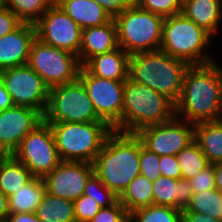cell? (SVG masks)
I'll return each mask as SVG.
<instances>
[{
  "label": "cell",
  "instance_id": "6da1fadb",
  "mask_svg": "<svg viewBox=\"0 0 222 222\" xmlns=\"http://www.w3.org/2000/svg\"><path fill=\"white\" fill-rule=\"evenodd\" d=\"M175 116L191 124L222 120V71L216 60L189 65Z\"/></svg>",
  "mask_w": 222,
  "mask_h": 222
},
{
  "label": "cell",
  "instance_id": "7a4b0ae2",
  "mask_svg": "<svg viewBox=\"0 0 222 222\" xmlns=\"http://www.w3.org/2000/svg\"><path fill=\"white\" fill-rule=\"evenodd\" d=\"M140 138L113 131L93 161L94 174L118 197L140 174Z\"/></svg>",
  "mask_w": 222,
  "mask_h": 222
},
{
  "label": "cell",
  "instance_id": "3957f363",
  "mask_svg": "<svg viewBox=\"0 0 222 222\" xmlns=\"http://www.w3.org/2000/svg\"><path fill=\"white\" fill-rule=\"evenodd\" d=\"M189 64L158 49L130 55L129 78L178 101Z\"/></svg>",
  "mask_w": 222,
  "mask_h": 222
},
{
  "label": "cell",
  "instance_id": "277c9868",
  "mask_svg": "<svg viewBox=\"0 0 222 222\" xmlns=\"http://www.w3.org/2000/svg\"><path fill=\"white\" fill-rule=\"evenodd\" d=\"M175 116V104L148 86L125 80L122 110V133L169 121Z\"/></svg>",
  "mask_w": 222,
  "mask_h": 222
},
{
  "label": "cell",
  "instance_id": "5b68a950",
  "mask_svg": "<svg viewBox=\"0 0 222 222\" xmlns=\"http://www.w3.org/2000/svg\"><path fill=\"white\" fill-rule=\"evenodd\" d=\"M50 125L61 161L93 163L114 129L105 121L46 122Z\"/></svg>",
  "mask_w": 222,
  "mask_h": 222
},
{
  "label": "cell",
  "instance_id": "8992f818",
  "mask_svg": "<svg viewBox=\"0 0 222 222\" xmlns=\"http://www.w3.org/2000/svg\"><path fill=\"white\" fill-rule=\"evenodd\" d=\"M212 36L182 13L166 17L163 22L160 50L189 65L215 61L207 53Z\"/></svg>",
  "mask_w": 222,
  "mask_h": 222
},
{
  "label": "cell",
  "instance_id": "52a82bcc",
  "mask_svg": "<svg viewBox=\"0 0 222 222\" xmlns=\"http://www.w3.org/2000/svg\"><path fill=\"white\" fill-rule=\"evenodd\" d=\"M164 19L133 2L114 18L118 46L129 55L160 49Z\"/></svg>",
  "mask_w": 222,
  "mask_h": 222
},
{
  "label": "cell",
  "instance_id": "ba28073f",
  "mask_svg": "<svg viewBox=\"0 0 222 222\" xmlns=\"http://www.w3.org/2000/svg\"><path fill=\"white\" fill-rule=\"evenodd\" d=\"M44 122L103 121L96 113L83 83L78 79L49 89Z\"/></svg>",
  "mask_w": 222,
  "mask_h": 222
},
{
  "label": "cell",
  "instance_id": "9c48e42d",
  "mask_svg": "<svg viewBox=\"0 0 222 222\" xmlns=\"http://www.w3.org/2000/svg\"><path fill=\"white\" fill-rule=\"evenodd\" d=\"M27 64L49 89L78 80L82 68L78 56L37 38L32 43Z\"/></svg>",
  "mask_w": 222,
  "mask_h": 222
},
{
  "label": "cell",
  "instance_id": "30bf717a",
  "mask_svg": "<svg viewBox=\"0 0 222 222\" xmlns=\"http://www.w3.org/2000/svg\"><path fill=\"white\" fill-rule=\"evenodd\" d=\"M12 156L34 177L40 178L51 173L61 162L52 129L44 121L23 138Z\"/></svg>",
  "mask_w": 222,
  "mask_h": 222
},
{
  "label": "cell",
  "instance_id": "8fae6325",
  "mask_svg": "<svg viewBox=\"0 0 222 222\" xmlns=\"http://www.w3.org/2000/svg\"><path fill=\"white\" fill-rule=\"evenodd\" d=\"M79 80L85 86L97 115L115 131L122 132L125 80H111L90 74L83 66Z\"/></svg>",
  "mask_w": 222,
  "mask_h": 222
},
{
  "label": "cell",
  "instance_id": "7c38bea8",
  "mask_svg": "<svg viewBox=\"0 0 222 222\" xmlns=\"http://www.w3.org/2000/svg\"><path fill=\"white\" fill-rule=\"evenodd\" d=\"M0 75L14 106L30 107L42 115L45 113L49 88L28 64L4 69Z\"/></svg>",
  "mask_w": 222,
  "mask_h": 222
},
{
  "label": "cell",
  "instance_id": "4fadbf2b",
  "mask_svg": "<svg viewBox=\"0 0 222 222\" xmlns=\"http://www.w3.org/2000/svg\"><path fill=\"white\" fill-rule=\"evenodd\" d=\"M34 25L41 42L79 57L82 28L56 3Z\"/></svg>",
  "mask_w": 222,
  "mask_h": 222
},
{
  "label": "cell",
  "instance_id": "5bb4252c",
  "mask_svg": "<svg viewBox=\"0 0 222 222\" xmlns=\"http://www.w3.org/2000/svg\"><path fill=\"white\" fill-rule=\"evenodd\" d=\"M136 135L158 156L176 155L194 141V124L174 116L167 122L145 127Z\"/></svg>",
  "mask_w": 222,
  "mask_h": 222
},
{
  "label": "cell",
  "instance_id": "9a60e30c",
  "mask_svg": "<svg viewBox=\"0 0 222 222\" xmlns=\"http://www.w3.org/2000/svg\"><path fill=\"white\" fill-rule=\"evenodd\" d=\"M93 173V163L61 161L42 179L48 194L74 202L83 195L85 184Z\"/></svg>",
  "mask_w": 222,
  "mask_h": 222
},
{
  "label": "cell",
  "instance_id": "2e32d148",
  "mask_svg": "<svg viewBox=\"0 0 222 222\" xmlns=\"http://www.w3.org/2000/svg\"><path fill=\"white\" fill-rule=\"evenodd\" d=\"M43 122V115L30 107L0 110V143L12 154L23 138Z\"/></svg>",
  "mask_w": 222,
  "mask_h": 222
},
{
  "label": "cell",
  "instance_id": "e0dca14e",
  "mask_svg": "<svg viewBox=\"0 0 222 222\" xmlns=\"http://www.w3.org/2000/svg\"><path fill=\"white\" fill-rule=\"evenodd\" d=\"M36 39L34 24L22 23L18 28L0 38V71L26 65L30 49Z\"/></svg>",
  "mask_w": 222,
  "mask_h": 222
},
{
  "label": "cell",
  "instance_id": "ac0fdd59",
  "mask_svg": "<svg viewBox=\"0 0 222 222\" xmlns=\"http://www.w3.org/2000/svg\"><path fill=\"white\" fill-rule=\"evenodd\" d=\"M117 28L114 19L106 24L82 29L79 60L83 66L96 55L118 48Z\"/></svg>",
  "mask_w": 222,
  "mask_h": 222
},
{
  "label": "cell",
  "instance_id": "d6986e66",
  "mask_svg": "<svg viewBox=\"0 0 222 222\" xmlns=\"http://www.w3.org/2000/svg\"><path fill=\"white\" fill-rule=\"evenodd\" d=\"M130 55L121 47L89 59L83 67L92 75L111 80H126L129 77Z\"/></svg>",
  "mask_w": 222,
  "mask_h": 222
},
{
  "label": "cell",
  "instance_id": "ffe728a7",
  "mask_svg": "<svg viewBox=\"0 0 222 222\" xmlns=\"http://www.w3.org/2000/svg\"><path fill=\"white\" fill-rule=\"evenodd\" d=\"M181 13L213 37L222 22V0H183Z\"/></svg>",
  "mask_w": 222,
  "mask_h": 222
},
{
  "label": "cell",
  "instance_id": "44dd1931",
  "mask_svg": "<svg viewBox=\"0 0 222 222\" xmlns=\"http://www.w3.org/2000/svg\"><path fill=\"white\" fill-rule=\"evenodd\" d=\"M55 3L82 29L106 24L109 14L92 0H55Z\"/></svg>",
  "mask_w": 222,
  "mask_h": 222
},
{
  "label": "cell",
  "instance_id": "7402d4cb",
  "mask_svg": "<svg viewBox=\"0 0 222 222\" xmlns=\"http://www.w3.org/2000/svg\"><path fill=\"white\" fill-rule=\"evenodd\" d=\"M194 141L210 164L222 162V120L194 124Z\"/></svg>",
  "mask_w": 222,
  "mask_h": 222
},
{
  "label": "cell",
  "instance_id": "603a6c76",
  "mask_svg": "<svg viewBox=\"0 0 222 222\" xmlns=\"http://www.w3.org/2000/svg\"><path fill=\"white\" fill-rule=\"evenodd\" d=\"M45 193L46 187L43 179L34 177L8 197L9 213H35Z\"/></svg>",
  "mask_w": 222,
  "mask_h": 222
},
{
  "label": "cell",
  "instance_id": "cb8c5ba5",
  "mask_svg": "<svg viewBox=\"0 0 222 222\" xmlns=\"http://www.w3.org/2000/svg\"><path fill=\"white\" fill-rule=\"evenodd\" d=\"M119 202L130 214L134 210L153 204V182L139 174L119 196Z\"/></svg>",
  "mask_w": 222,
  "mask_h": 222
},
{
  "label": "cell",
  "instance_id": "d4e9b609",
  "mask_svg": "<svg viewBox=\"0 0 222 222\" xmlns=\"http://www.w3.org/2000/svg\"><path fill=\"white\" fill-rule=\"evenodd\" d=\"M35 213L40 222H76L74 202L52 196L47 192Z\"/></svg>",
  "mask_w": 222,
  "mask_h": 222
},
{
  "label": "cell",
  "instance_id": "484cf974",
  "mask_svg": "<svg viewBox=\"0 0 222 222\" xmlns=\"http://www.w3.org/2000/svg\"><path fill=\"white\" fill-rule=\"evenodd\" d=\"M33 178L30 170L13 156L0 162V191L7 197L14 194L21 186H25Z\"/></svg>",
  "mask_w": 222,
  "mask_h": 222
},
{
  "label": "cell",
  "instance_id": "4316f807",
  "mask_svg": "<svg viewBox=\"0 0 222 222\" xmlns=\"http://www.w3.org/2000/svg\"><path fill=\"white\" fill-rule=\"evenodd\" d=\"M55 0H2L23 23L35 24Z\"/></svg>",
  "mask_w": 222,
  "mask_h": 222
},
{
  "label": "cell",
  "instance_id": "83f0119b",
  "mask_svg": "<svg viewBox=\"0 0 222 222\" xmlns=\"http://www.w3.org/2000/svg\"><path fill=\"white\" fill-rule=\"evenodd\" d=\"M182 212L203 213L222 221V193L217 189L193 193L188 206Z\"/></svg>",
  "mask_w": 222,
  "mask_h": 222
},
{
  "label": "cell",
  "instance_id": "f1b7e54d",
  "mask_svg": "<svg viewBox=\"0 0 222 222\" xmlns=\"http://www.w3.org/2000/svg\"><path fill=\"white\" fill-rule=\"evenodd\" d=\"M181 169L182 179H191L210 165L199 145L192 141L186 148L176 154Z\"/></svg>",
  "mask_w": 222,
  "mask_h": 222
},
{
  "label": "cell",
  "instance_id": "f546056e",
  "mask_svg": "<svg viewBox=\"0 0 222 222\" xmlns=\"http://www.w3.org/2000/svg\"><path fill=\"white\" fill-rule=\"evenodd\" d=\"M130 222H182V210L151 204L130 213Z\"/></svg>",
  "mask_w": 222,
  "mask_h": 222
},
{
  "label": "cell",
  "instance_id": "4dcf8cb0",
  "mask_svg": "<svg viewBox=\"0 0 222 222\" xmlns=\"http://www.w3.org/2000/svg\"><path fill=\"white\" fill-rule=\"evenodd\" d=\"M179 179L160 176L153 182V204L176 208Z\"/></svg>",
  "mask_w": 222,
  "mask_h": 222
},
{
  "label": "cell",
  "instance_id": "1f68e13d",
  "mask_svg": "<svg viewBox=\"0 0 222 222\" xmlns=\"http://www.w3.org/2000/svg\"><path fill=\"white\" fill-rule=\"evenodd\" d=\"M83 195L94 198L102 208L114 205L119 197L93 173L87 180Z\"/></svg>",
  "mask_w": 222,
  "mask_h": 222
},
{
  "label": "cell",
  "instance_id": "d6a6232c",
  "mask_svg": "<svg viewBox=\"0 0 222 222\" xmlns=\"http://www.w3.org/2000/svg\"><path fill=\"white\" fill-rule=\"evenodd\" d=\"M141 9L150 11L164 18L181 13V0H133Z\"/></svg>",
  "mask_w": 222,
  "mask_h": 222
},
{
  "label": "cell",
  "instance_id": "836d02e7",
  "mask_svg": "<svg viewBox=\"0 0 222 222\" xmlns=\"http://www.w3.org/2000/svg\"><path fill=\"white\" fill-rule=\"evenodd\" d=\"M139 166L140 174L146 176L152 182L161 176L159 156L145 148L141 139Z\"/></svg>",
  "mask_w": 222,
  "mask_h": 222
},
{
  "label": "cell",
  "instance_id": "e575fe53",
  "mask_svg": "<svg viewBox=\"0 0 222 222\" xmlns=\"http://www.w3.org/2000/svg\"><path fill=\"white\" fill-rule=\"evenodd\" d=\"M101 208V205L94 198L82 195L74 201L76 222H89Z\"/></svg>",
  "mask_w": 222,
  "mask_h": 222
},
{
  "label": "cell",
  "instance_id": "d590c367",
  "mask_svg": "<svg viewBox=\"0 0 222 222\" xmlns=\"http://www.w3.org/2000/svg\"><path fill=\"white\" fill-rule=\"evenodd\" d=\"M130 214L119 200L110 207L101 210L89 222H129Z\"/></svg>",
  "mask_w": 222,
  "mask_h": 222
},
{
  "label": "cell",
  "instance_id": "8d00e7d4",
  "mask_svg": "<svg viewBox=\"0 0 222 222\" xmlns=\"http://www.w3.org/2000/svg\"><path fill=\"white\" fill-rule=\"evenodd\" d=\"M193 193L216 189L214 167L210 164L195 177L189 179Z\"/></svg>",
  "mask_w": 222,
  "mask_h": 222
},
{
  "label": "cell",
  "instance_id": "74e56055",
  "mask_svg": "<svg viewBox=\"0 0 222 222\" xmlns=\"http://www.w3.org/2000/svg\"><path fill=\"white\" fill-rule=\"evenodd\" d=\"M23 22L8 8L0 6V38L18 28Z\"/></svg>",
  "mask_w": 222,
  "mask_h": 222
},
{
  "label": "cell",
  "instance_id": "f35d334b",
  "mask_svg": "<svg viewBox=\"0 0 222 222\" xmlns=\"http://www.w3.org/2000/svg\"><path fill=\"white\" fill-rule=\"evenodd\" d=\"M159 166L162 176L181 179V169L176 159V155L159 156Z\"/></svg>",
  "mask_w": 222,
  "mask_h": 222
},
{
  "label": "cell",
  "instance_id": "ab89813d",
  "mask_svg": "<svg viewBox=\"0 0 222 222\" xmlns=\"http://www.w3.org/2000/svg\"><path fill=\"white\" fill-rule=\"evenodd\" d=\"M193 195L190 181L179 179V195L176 197V209L185 210Z\"/></svg>",
  "mask_w": 222,
  "mask_h": 222
},
{
  "label": "cell",
  "instance_id": "60d3db41",
  "mask_svg": "<svg viewBox=\"0 0 222 222\" xmlns=\"http://www.w3.org/2000/svg\"><path fill=\"white\" fill-rule=\"evenodd\" d=\"M132 3L133 0H103V9L112 19H114L125 11Z\"/></svg>",
  "mask_w": 222,
  "mask_h": 222
},
{
  "label": "cell",
  "instance_id": "b9f144b4",
  "mask_svg": "<svg viewBox=\"0 0 222 222\" xmlns=\"http://www.w3.org/2000/svg\"><path fill=\"white\" fill-rule=\"evenodd\" d=\"M182 222H222L207 214L197 212H182Z\"/></svg>",
  "mask_w": 222,
  "mask_h": 222
},
{
  "label": "cell",
  "instance_id": "7bdbcfd3",
  "mask_svg": "<svg viewBox=\"0 0 222 222\" xmlns=\"http://www.w3.org/2000/svg\"><path fill=\"white\" fill-rule=\"evenodd\" d=\"M5 222H40L36 213H9Z\"/></svg>",
  "mask_w": 222,
  "mask_h": 222
},
{
  "label": "cell",
  "instance_id": "ee69618b",
  "mask_svg": "<svg viewBox=\"0 0 222 222\" xmlns=\"http://www.w3.org/2000/svg\"><path fill=\"white\" fill-rule=\"evenodd\" d=\"M11 96L9 92L4 88L1 75H0V110H5L13 107Z\"/></svg>",
  "mask_w": 222,
  "mask_h": 222
},
{
  "label": "cell",
  "instance_id": "f6af8a7d",
  "mask_svg": "<svg viewBox=\"0 0 222 222\" xmlns=\"http://www.w3.org/2000/svg\"><path fill=\"white\" fill-rule=\"evenodd\" d=\"M8 214V197L0 191V222L5 221Z\"/></svg>",
  "mask_w": 222,
  "mask_h": 222
},
{
  "label": "cell",
  "instance_id": "bcb514c9",
  "mask_svg": "<svg viewBox=\"0 0 222 222\" xmlns=\"http://www.w3.org/2000/svg\"><path fill=\"white\" fill-rule=\"evenodd\" d=\"M215 173V187L222 193V162L212 164Z\"/></svg>",
  "mask_w": 222,
  "mask_h": 222
},
{
  "label": "cell",
  "instance_id": "7dc6e473",
  "mask_svg": "<svg viewBox=\"0 0 222 222\" xmlns=\"http://www.w3.org/2000/svg\"><path fill=\"white\" fill-rule=\"evenodd\" d=\"M12 154L0 143V162L8 160Z\"/></svg>",
  "mask_w": 222,
  "mask_h": 222
},
{
  "label": "cell",
  "instance_id": "c3c4849f",
  "mask_svg": "<svg viewBox=\"0 0 222 222\" xmlns=\"http://www.w3.org/2000/svg\"><path fill=\"white\" fill-rule=\"evenodd\" d=\"M103 8V0H92Z\"/></svg>",
  "mask_w": 222,
  "mask_h": 222
}]
</instances>
